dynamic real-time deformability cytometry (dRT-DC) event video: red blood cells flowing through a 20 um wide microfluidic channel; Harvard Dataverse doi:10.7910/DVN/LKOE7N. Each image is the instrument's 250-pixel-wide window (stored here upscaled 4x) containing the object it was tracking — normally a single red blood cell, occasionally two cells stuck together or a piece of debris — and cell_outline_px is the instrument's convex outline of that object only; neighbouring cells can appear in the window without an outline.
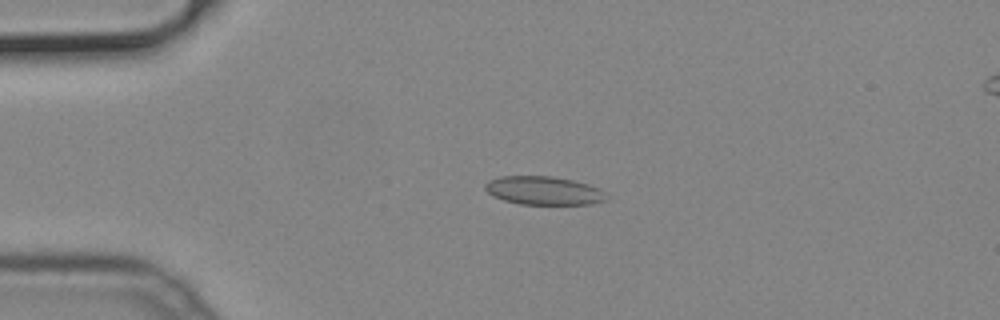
{"species": "common noctule bat (a hibernating species)", "species_latin": "Nyctalus noctula", "temperature_condition": "cold", "stored_images_in_passage": 51, "camera_frame_rate_fps": 3000, "um_per_image_px": 0.085, "animal": {"sex": "male", "body_mass_g": 19.2, "forearm_length_mm": 51.8}, "frame": {"image": 1, "passage_image": 12, "time_ms": 3.667, "image_size_px": [1000, 320], "cell_outline_px": [[608, 200], [592, 204], [520, 204], [504, 200], [492, 196], [484, 188], [484, 184], [488, 180], [500, 176], [552, 176], [572, 180], [588, 184], [600, 188], [604, 192]], "centroid_in_image_um": [46.21, 16.2], "position_along_channel_um": 38.8, "area_um2": 20.23}}
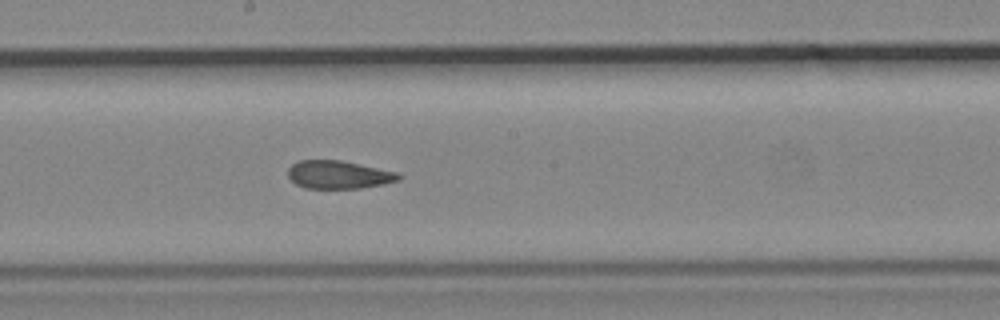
{"frame": {"image": 2, "passage_image": 28, "time_ms": 9.0, "image_size_px": [1000, 320], "cell_outline_px": [[404, 176], [400, 180], [384, 184], [360, 188], [304, 188], [296, 184], [288, 176], [288, 168], [292, 164], [300, 160], [340, 160], [396, 172]], "centroid_in_image_um": [28.78, 14.85], "position_along_channel_um": 219.4, "area_um2": 18.03}}
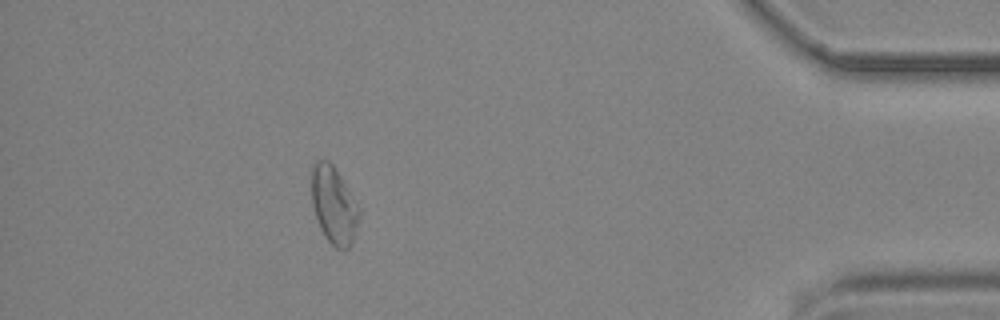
{"frame": {"image": 3, "passage_image": 46, "time_ms": 15.0, "image_size_px": [1000, 320], "cell_outline_px": [[360, 212], [356, 228], [352, 240], [348, 248], [344, 252], [336, 248], [324, 236], [320, 228], [312, 204], [312, 164], [316, 160], [328, 160], [336, 168], [360, 208]], "centroid_in_image_um": [28.37, 17.43], "position_along_channel_um": 406.8, "area_um2": 21.39}}